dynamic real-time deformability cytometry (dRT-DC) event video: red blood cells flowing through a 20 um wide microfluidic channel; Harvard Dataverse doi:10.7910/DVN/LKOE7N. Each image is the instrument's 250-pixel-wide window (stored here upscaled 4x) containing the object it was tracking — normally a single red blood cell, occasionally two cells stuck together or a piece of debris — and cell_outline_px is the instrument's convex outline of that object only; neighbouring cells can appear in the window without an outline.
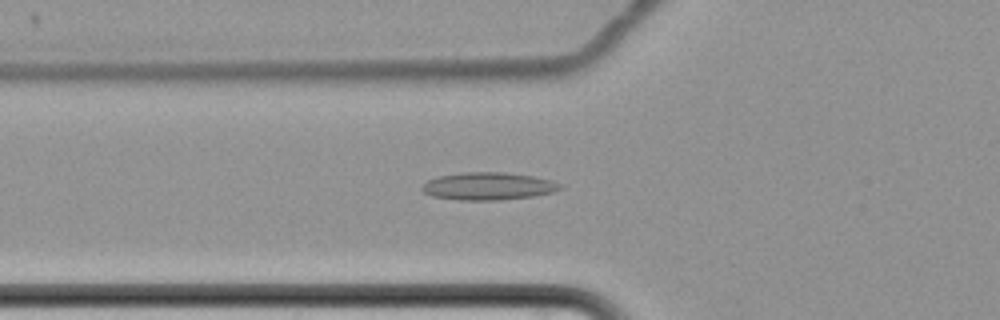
{"species": "common noctule bat (a hibernating species)", "species_latin": "Nyctalus noctula", "temperature_condition": "cold", "stored_images_in_passage": 64, "camera_frame_rate_fps": 3000, "um_per_image_px": 0.085, "animal": {"sex": "female", "body_mass_g": 22.7, "forearm_length_mm": 54.2}, "frame": {"image": 1, "passage_image": 26, "time_ms": 8.333, "image_size_px": [1000, 320], "cell_outline_px": [[564, 188], [552, 192], [532, 196], [500, 200], [460, 200], [432, 196], [424, 192], [420, 188], [428, 180], [440, 176], [460, 172], [504, 172], [532, 176], [552, 180], [560, 184]], "centroid_in_image_um": [41.5, 15.82], "position_along_channel_um": 84.3, "area_um2": 22.14}}
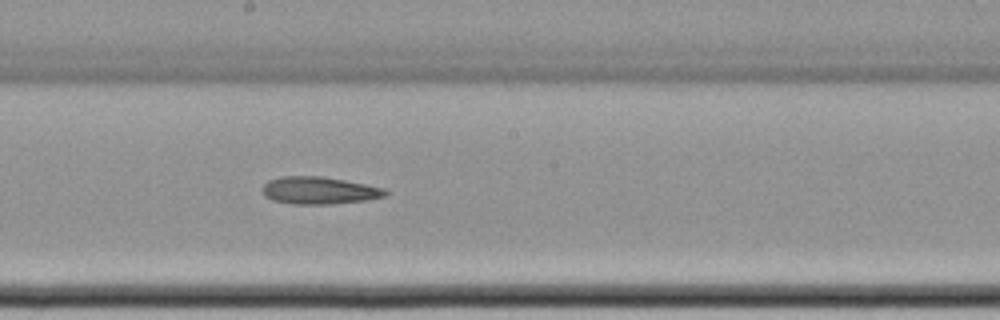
{"frame": {"image": 2, "passage_image": 38, "time_ms": 12.333, "image_size_px": [1000, 320], "cell_outline_px": [[388, 196], [368, 200], [332, 204], [292, 204], [272, 200], [264, 196], [260, 188], [268, 180], [280, 176], [320, 176], [344, 180], [384, 188], [388, 192]], "centroid_in_image_um": [27.1, 16.19], "position_along_channel_um": 221.1, "area_um2": 19.83}}
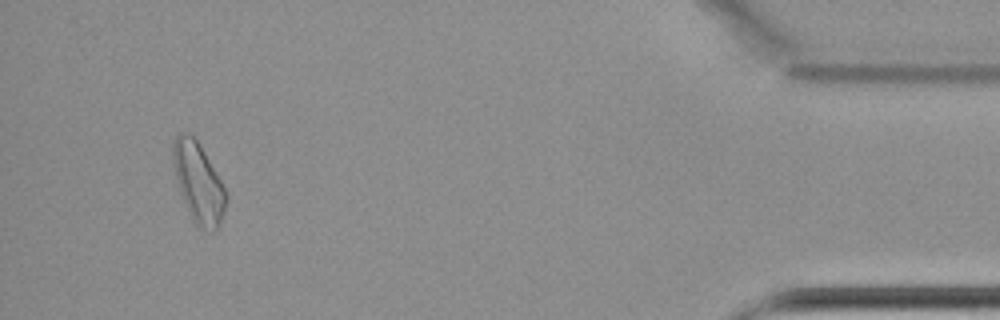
{"frame": {"image": 3, "passage_image": 61, "time_ms": 20.0, "image_size_px": [1000, 320], "cell_outline_px": [[228, 196], [224, 212], [216, 228], [196, 228], [192, 220], [180, 192], [176, 180], [172, 160], [172, 140], [180, 132], [188, 132], [196, 140], [204, 152], [220, 180]], "centroid_in_image_um": [16.82, 15.49], "position_along_channel_um": 418.4, "area_um2": 24.33}}